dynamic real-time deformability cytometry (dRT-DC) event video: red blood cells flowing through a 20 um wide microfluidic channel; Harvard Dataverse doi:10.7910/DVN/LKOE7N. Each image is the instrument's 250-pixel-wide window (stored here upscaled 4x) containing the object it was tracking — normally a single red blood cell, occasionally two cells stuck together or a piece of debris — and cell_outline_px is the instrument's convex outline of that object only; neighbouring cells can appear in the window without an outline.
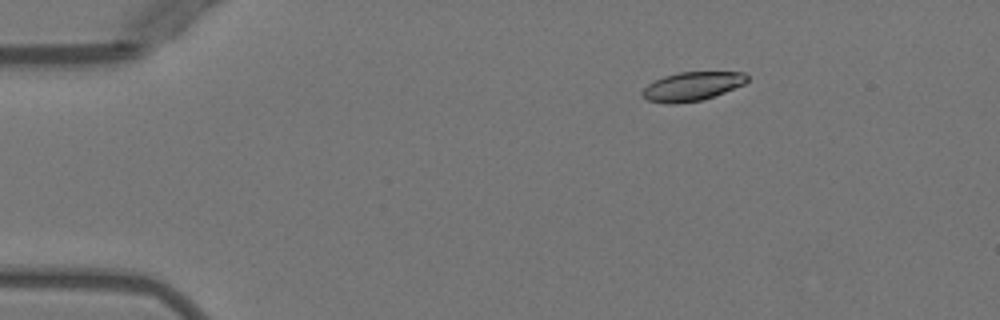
{"species": "Egyptian fruit bat (a non-hibernating species)", "species_latin": "Rousettus aegyptiacus", "temperature_condition": "warm", "stored_images_in_passage": 4, "camera_frame_rate_fps": 3000, "um_per_image_px": 0.085, "animal": {"sex": "female"}, "frame": {"image": 1, "passage_image": 1, "time_ms": 0.0, "image_size_px": [1000, 320], "cell_outline_px": [[748, 80], [744, 84], [704, 100], [676, 104], [668, 104], [648, 100], [640, 92], [648, 84], [664, 76], [680, 72], [744, 72], [748, 76]], "centroid_in_image_um": [58.83, 7.34], "position_along_channel_um": 26.2, "area_um2": 17.57}}
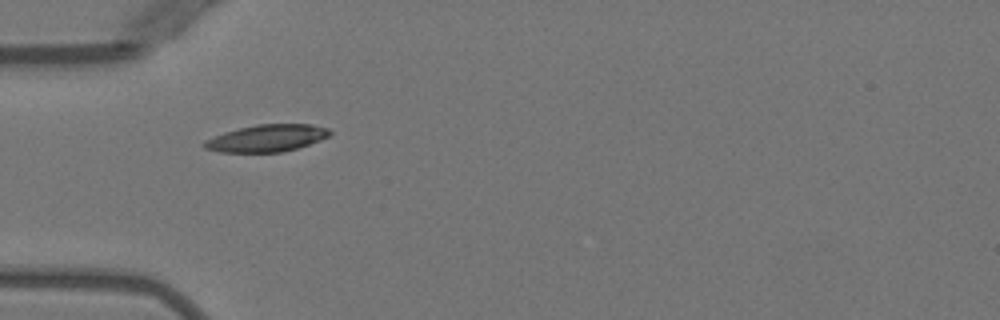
{"frame": {"image": 2, "passage_image": 3, "time_ms": 2.667, "image_size_px": [1000, 320], "cell_outline_px": [[332, 132], [328, 136], [320, 140], [296, 148], [280, 152], [220, 152], [204, 148], [200, 144], [204, 140], [224, 132], [256, 124], [312, 124], [328, 128]], "centroid_in_image_um": [22.64, 11.74], "position_along_channel_um": 62.4, "area_um2": 19.77}}
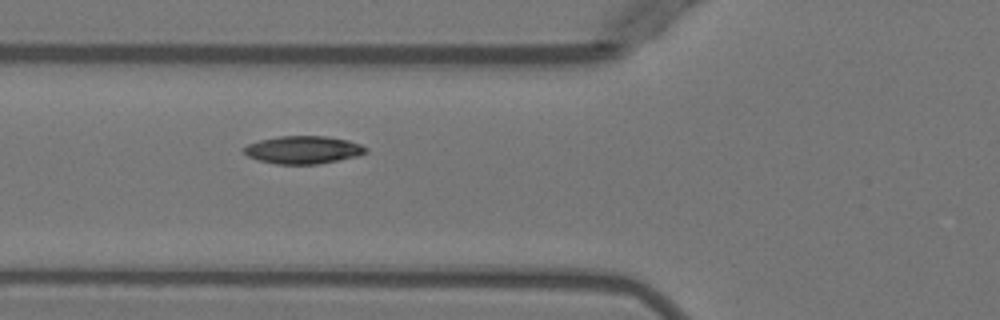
{"frame": {"image": 3, "passage_image": 4, "time_ms": 3.667, "image_size_px": [1000, 320], "cell_outline_px": [[368, 152], [356, 156], [340, 160], [316, 164], [276, 164], [260, 160], [248, 156], [240, 148], [248, 144], [260, 140], [280, 136], [324, 136], [348, 140], [360, 144], [368, 148]], "centroid_in_image_um": [25.77, 12.73], "position_along_channel_um": 100.0, "area_um2": 19.71}}